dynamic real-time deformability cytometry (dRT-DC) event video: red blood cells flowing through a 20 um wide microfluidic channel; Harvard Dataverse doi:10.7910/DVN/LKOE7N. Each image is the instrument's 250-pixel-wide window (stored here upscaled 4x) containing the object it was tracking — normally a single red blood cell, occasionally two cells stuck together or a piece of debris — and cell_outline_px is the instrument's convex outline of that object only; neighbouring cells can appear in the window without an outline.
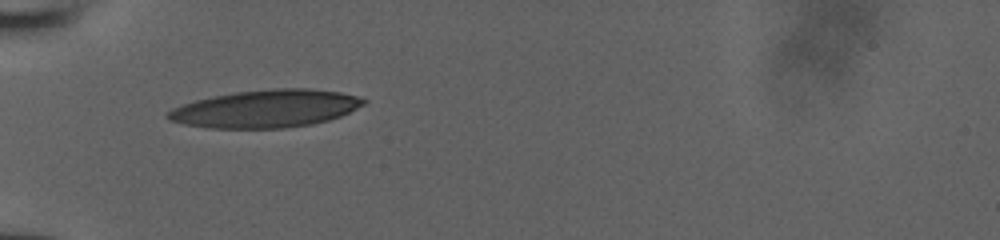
{"species": "human", "species_latin": "Homo sapiens", "temperature_condition": "room temperature", "stored_images_in_passage": 2, "camera_frame_rate_fps": 3000, "um_per_image_px": 0.085, "donor": {"sex": "male"}, "frame": {"image": 1, "passage_image": 1, "time_ms": 0.0, "image_size_px": [1000, 240], "cell_outline_px": [[368, 100], [364, 104], [340, 116], [328, 120], [312, 124], [284, 128], [208, 128], [184, 124], [168, 120], [164, 116], [172, 108], [196, 100], [236, 92], [276, 88], [308, 88], [340, 92], [360, 96]], "centroid_in_image_um": [22.6, 9.24], "position_along_channel_um": 62.4, "area_um2": 42.83}}
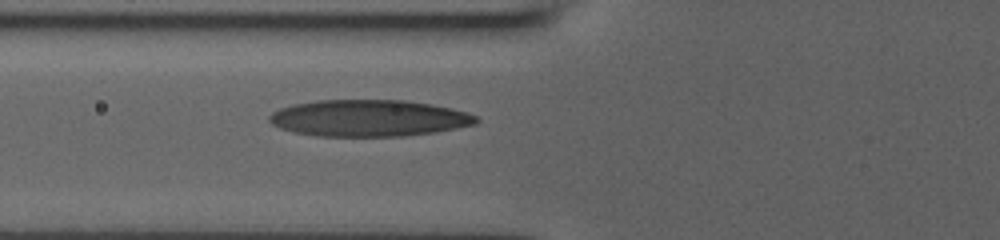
{"frame": {"image": 2, "passage_image": 2, "time_ms": 0.333, "image_size_px": [1000, 240], "cell_outline_px": [[480, 120], [476, 124], [436, 132], [404, 136], [316, 136], [296, 132], [280, 128], [272, 124], [268, 120], [268, 116], [272, 112], [280, 108], [292, 104], [316, 100], [404, 100], [432, 104], [468, 112], [476, 116]], "centroid_in_image_um": [31.35, 10.04], "position_along_channel_um": 94.5, "area_um2": 44.33}}